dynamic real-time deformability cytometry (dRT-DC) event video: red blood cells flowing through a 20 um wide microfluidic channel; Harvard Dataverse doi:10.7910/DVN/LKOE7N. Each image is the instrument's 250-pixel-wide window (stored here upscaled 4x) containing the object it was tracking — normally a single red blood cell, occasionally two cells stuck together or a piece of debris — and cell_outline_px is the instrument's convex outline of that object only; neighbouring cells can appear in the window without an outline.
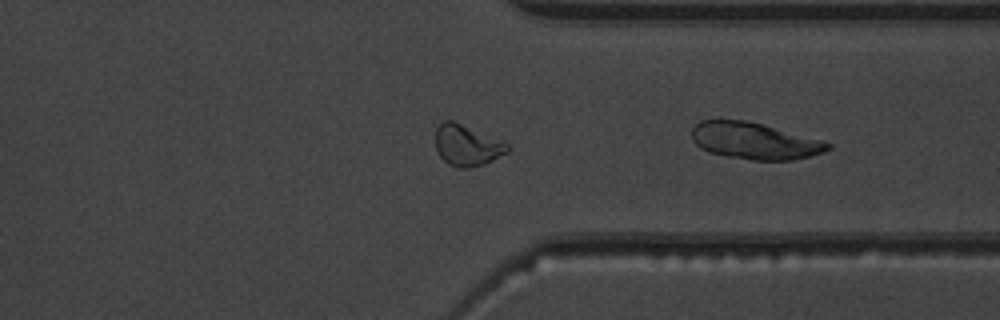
{"species": "common noctule bat (a hibernating species)", "species_latin": "Nyctalus noctula", "temperature_condition": "warm", "stored_images_in_passage": 31, "camera_frame_rate_fps": 3000, "um_per_image_px": 0.085, "animal": {"sex": "male", "body_mass_g": 19.5, "forearm_length_mm": 54.6}, "frame": {"image": 1, "passage_image": 31, "time_ms": 10.0, "image_size_px": [1000, 320], "cell_outline_px": [[832, 148], [824, 152], [792, 160], [752, 160], [708, 152], [700, 148], [692, 140], [692, 128], [700, 120], [744, 120], [760, 124], [820, 140], [832, 144]], "centroid_in_image_um": [64.1, 11.98], "position_along_channel_um": 347.3, "area_um2": 28.61}}